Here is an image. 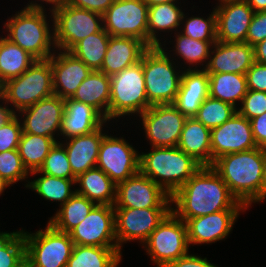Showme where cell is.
Listing matches in <instances>:
<instances>
[{"instance_id": "cell-19", "label": "cell", "mask_w": 266, "mask_h": 267, "mask_svg": "<svg viewBox=\"0 0 266 267\" xmlns=\"http://www.w3.org/2000/svg\"><path fill=\"white\" fill-rule=\"evenodd\" d=\"M246 210H222L186 221L188 243L191 245L212 244L226 239L240 213Z\"/></svg>"}, {"instance_id": "cell-4", "label": "cell", "mask_w": 266, "mask_h": 267, "mask_svg": "<svg viewBox=\"0 0 266 267\" xmlns=\"http://www.w3.org/2000/svg\"><path fill=\"white\" fill-rule=\"evenodd\" d=\"M150 148L151 151L140 153L139 171L170 196L202 167L192 156L177 146Z\"/></svg>"}, {"instance_id": "cell-38", "label": "cell", "mask_w": 266, "mask_h": 267, "mask_svg": "<svg viewBox=\"0 0 266 267\" xmlns=\"http://www.w3.org/2000/svg\"><path fill=\"white\" fill-rule=\"evenodd\" d=\"M110 35L102 28L79 41L69 52L82 60L90 69L100 70L104 61Z\"/></svg>"}, {"instance_id": "cell-9", "label": "cell", "mask_w": 266, "mask_h": 267, "mask_svg": "<svg viewBox=\"0 0 266 267\" xmlns=\"http://www.w3.org/2000/svg\"><path fill=\"white\" fill-rule=\"evenodd\" d=\"M141 246L153 264L166 267L189 252L186 222L170 211Z\"/></svg>"}, {"instance_id": "cell-5", "label": "cell", "mask_w": 266, "mask_h": 267, "mask_svg": "<svg viewBox=\"0 0 266 267\" xmlns=\"http://www.w3.org/2000/svg\"><path fill=\"white\" fill-rule=\"evenodd\" d=\"M151 105L146 96L143 73V56L141 61L110 76L109 122L124 120L142 114ZM118 118V119H117Z\"/></svg>"}, {"instance_id": "cell-37", "label": "cell", "mask_w": 266, "mask_h": 267, "mask_svg": "<svg viewBox=\"0 0 266 267\" xmlns=\"http://www.w3.org/2000/svg\"><path fill=\"white\" fill-rule=\"evenodd\" d=\"M55 143L56 141L50 137L29 133L21 134L18 151L29 173L38 171L42 167Z\"/></svg>"}, {"instance_id": "cell-55", "label": "cell", "mask_w": 266, "mask_h": 267, "mask_svg": "<svg viewBox=\"0 0 266 267\" xmlns=\"http://www.w3.org/2000/svg\"><path fill=\"white\" fill-rule=\"evenodd\" d=\"M148 6H154L163 3H181V0H143Z\"/></svg>"}, {"instance_id": "cell-31", "label": "cell", "mask_w": 266, "mask_h": 267, "mask_svg": "<svg viewBox=\"0 0 266 267\" xmlns=\"http://www.w3.org/2000/svg\"><path fill=\"white\" fill-rule=\"evenodd\" d=\"M75 184L76 193L83 195L96 205L114 206L116 184L101 169L94 167L79 175Z\"/></svg>"}, {"instance_id": "cell-15", "label": "cell", "mask_w": 266, "mask_h": 267, "mask_svg": "<svg viewBox=\"0 0 266 267\" xmlns=\"http://www.w3.org/2000/svg\"><path fill=\"white\" fill-rule=\"evenodd\" d=\"M114 208H171V196L139 171L116 184Z\"/></svg>"}, {"instance_id": "cell-57", "label": "cell", "mask_w": 266, "mask_h": 267, "mask_svg": "<svg viewBox=\"0 0 266 267\" xmlns=\"http://www.w3.org/2000/svg\"><path fill=\"white\" fill-rule=\"evenodd\" d=\"M11 187L10 184H8L1 176H0V196L4 195V191L8 188Z\"/></svg>"}, {"instance_id": "cell-29", "label": "cell", "mask_w": 266, "mask_h": 267, "mask_svg": "<svg viewBox=\"0 0 266 267\" xmlns=\"http://www.w3.org/2000/svg\"><path fill=\"white\" fill-rule=\"evenodd\" d=\"M177 147L202 166H211V129L194 117L185 120Z\"/></svg>"}, {"instance_id": "cell-16", "label": "cell", "mask_w": 266, "mask_h": 267, "mask_svg": "<svg viewBox=\"0 0 266 267\" xmlns=\"http://www.w3.org/2000/svg\"><path fill=\"white\" fill-rule=\"evenodd\" d=\"M64 110L65 99L53 94L19 111L16 115L21 117L19 119L22 133L50 137L59 142Z\"/></svg>"}, {"instance_id": "cell-20", "label": "cell", "mask_w": 266, "mask_h": 267, "mask_svg": "<svg viewBox=\"0 0 266 267\" xmlns=\"http://www.w3.org/2000/svg\"><path fill=\"white\" fill-rule=\"evenodd\" d=\"M216 12L217 41L225 43L246 42L248 27L254 10L247 2L218 1Z\"/></svg>"}, {"instance_id": "cell-25", "label": "cell", "mask_w": 266, "mask_h": 267, "mask_svg": "<svg viewBox=\"0 0 266 267\" xmlns=\"http://www.w3.org/2000/svg\"><path fill=\"white\" fill-rule=\"evenodd\" d=\"M105 122L106 119L92 106L71 98L65 99L60 141L92 133Z\"/></svg>"}, {"instance_id": "cell-7", "label": "cell", "mask_w": 266, "mask_h": 267, "mask_svg": "<svg viewBox=\"0 0 266 267\" xmlns=\"http://www.w3.org/2000/svg\"><path fill=\"white\" fill-rule=\"evenodd\" d=\"M53 94V72L49 59L35 60L19 77L0 86V95L15 114Z\"/></svg>"}, {"instance_id": "cell-18", "label": "cell", "mask_w": 266, "mask_h": 267, "mask_svg": "<svg viewBox=\"0 0 266 267\" xmlns=\"http://www.w3.org/2000/svg\"><path fill=\"white\" fill-rule=\"evenodd\" d=\"M250 120L238 112L211 129V165L218 157L256 148Z\"/></svg>"}, {"instance_id": "cell-42", "label": "cell", "mask_w": 266, "mask_h": 267, "mask_svg": "<svg viewBox=\"0 0 266 267\" xmlns=\"http://www.w3.org/2000/svg\"><path fill=\"white\" fill-rule=\"evenodd\" d=\"M30 173L25 168L18 149H12L0 153V176L11 186L19 181H26L28 187Z\"/></svg>"}, {"instance_id": "cell-35", "label": "cell", "mask_w": 266, "mask_h": 267, "mask_svg": "<svg viewBox=\"0 0 266 267\" xmlns=\"http://www.w3.org/2000/svg\"><path fill=\"white\" fill-rule=\"evenodd\" d=\"M95 205L83 195L75 193L48 218V223L57 231L69 233L85 219Z\"/></svg>"}, {"instance_id": "cell-40", "label": "cell", "mask_w": 266, "mask_h": 267, "mask_svg": "<svg viewBox=\"0 0 266 267\" xmlns=\"http://www.w3.org/2000/svg\"><path fill=\"white\" fill-rule=\"evenodd\" d=\"M209 15L205 16H190L188 17V12L185 14V9L179 32L185 36L191 37L192 39H197L201 41H217V31H216V12L214 7ZM183 25V26H182Z\"/></svg>"}, {"instance_id": "cell-12", "label": "cell", "mask_w": 266, "mask_h": 267, "mask_svg": "<svg viewBox=\"0 0 266 267\" xmlns=\"http://www.w3.org/2000/svg\"><path fill=\"white\" fill-rule=\"evenodd\" d=\"M148 9L143 0H115L103 14L110 36L134 37L148 46Z\"/></svg>"}, {"instance_id": "cell-32", "label": "cell", "mask_w": 266, "mask_h": 267, "mask_svg": "<svg viewBox=\"0 0 266 267\" xmlns=\"http://www.w3.org/2000/svg\"><path fill=\"white\" fill-rule=\"evenodd\" d=\"M208 75L209 96L238 108L248 90L246 75L237 73H208Z\"/></svg>"}, {"instance_id": "cell-27", "label": "cell", "mask_w": 266, "mask_h": 267, "mask_svg": "<svg viewBox=\"0 0 266 267\" xmlns=\"http://www.w3.org/2000/svg\"><path fill=\"white\" fill-rule=\"evenodd\" d=\"M172 38L174 39V41L170 38L169 43L172 44V46L174 44L175 45L172 48L170 47L169 49L174 48L173 50H168V48H166L167 44L170 45L168 41L166 43V40L163 41L164 44H162L160 47L163 49V51L166 52L168 56H170V58L175 60V62L179 64V66L183 68V70L206 68L209 61L211 48L216 41H201L197 39H192L191 37L181 34L179 31H177L174 36H172ZM178 59H181L183 63H180Z\"/></svg>"}, {"instance_id": "cell-45", "label": "cell", "mask_w": 266, "mask_h": 267, "mask_svg": "<svg viewBox=\"0 0 266 267\" xmlns=\"http://www.w3.org/2000/svg\"><path fill=\"white\" fill-rule=\"evenodd\" d=\"M22 125L19 117L15 115L9 122L0 128V153L18 149Z\"/></svg>"}, {"instance_id": "cell-48", "label": "cell", "mask_w": 266, "mask_h": 267, "mask_svg": "<svg viewBox=\"0 0 266 267\" xmlns=\"http://www.w3.org/2000/svg\"><path fill=\"white\" fill-rule=\"evenodd\" d=\"M190 253L191 252H188L183 257L170 262L166 267H219L216 264L209 262L206 257L202 258L198 254Z\"/></svg>"}, {"instance_id": "cell-36", "label": "cell", "mask_w": 266, "mask_h": 267, "mask_svg": "<svg viewBox=\"0 0 266 267\" xmlns=\"http://www.w3.org/2000/svg\"><path fill=\"white\" fill-rule=\"evenodd\" d=\"M36 174L38 177L29 181L27 188L49 202H59V207L76 193V188L72 189L76 185V179L58 178L41 173L39 170L31 172L30 176Z\"/></svg>"}, {"instance_id": "cell-13", "label": "cell", "mask_w": 266, "mask_h": 267, "mask_svg": "<svg viewBox=\"0 0 266 267\" xmlns=\"http://www.w3.org/2000/svg\"><path fill=\"white\" fill-rule=\"evenodd\" d=\"M140 152L124 136L107 134L100 148L96 167L118 184L139 172Z\"/></svg>"}, {"instance_id": "cell-6", "label": "cell", "mask_w": 266, "mask_h": 267, "mask_svg": "<svg viewBox=\"0 0 266 267\" xmlns=\"http://www.w3.org/2000/svg\"><path fill=\"white\" fill-rule=\"evenodd\" d=\"M143 73L148 103L151 106L173 104L179 91L183 68L160 46H154L143 54Z\"/></svg>"}, {"instance_id": "cell-39", "label": "cell", "mask_w": 266, "mask_h": 267, "mask_svg": "<svg viewBox=\"0 0 266 267\" xmlns=\"http://www.w3.org/2000/svg\"><path fill=\"white\" fill-rule=\"evenodd\" d=\"M0 267H26L23 229L6 231L0 236Z\"/></svg>"}, {"instance_id": "cell-51", "label": "cell", "mask_w": 266, "mask_h": 267, "mask_svg": "<svg viewBox=\"0 0 266 267\" xmlns=\"http://www.w3.org/2000/svg\"><path fill=\"white\" fill-rule=\"evenodd\" d=\"M68 0H35L31 1L24 5L25 7L22 9H27V10H46L45 6L43 5L44 3L50 6L47 8L50 12H53L56 9H59L60 7L64 6L67 3ZM40 2V3H39Z\"/></svg>"}, {"instance_id": "cell-3", "label": "cell", "mask_w": 266, "mask_h": 267, "mask_svg": "<svg viewBox=\"0 0 266 267\" xmlns=\"http://www.w3.org/2000/svg\"><path fill=\"white\" fill-rule=\"evenodd\" d=\"M47 10L21 9L4 23L5 37L36 60H46L56 51L53 16ZM47 18H51L47 19ZM49 20V21H48ZM51 21V22H50ZM52 23V24H51Z\"/></svg>"}, {"instance_id": "cell-54", "label": "cell", "mask_w": 266, "mask_h": 267, "mask_svg": "<svg viewBox=\"0 0 266 267\" xmlns=\"http://www.w3.org/2000/svg\"><path fill=\"white\" fill-rule=\"evenodd\" d=\"M246 2L254 12L266 11V0H247Z\"/></svg>"}, {"instance_id": "cell-17", "label": "cell", "mask_w": 266, "mask_h": 267, "mask_svg": "<svg viewBox=\"0 0 266 267\" xmlns=\"http://www.w3.org/2000/svg\"><path fill=\"white\" fill-rule=\"evenodd\" d=\"M74 245L118 247L114 206L95 205L90 213L69 232Z\"/></svg>"}, {"instance_id": "cell-24", "label": "cell", "mask_w": 266, "mask_h": 267, "mask_svg": "<svg viewBox=\"0 0 266 267\" xmlns=\"http://www.w3.org/2000/svg\"><path fill=\"white\" fill-rule=\"evenodd\" d=\"M208 97V73L204 69L183 70L173 105L187 118H193Z\"/></svg>"}, {"instance_id": "cell-26", "label": "cell", "mask_w": 266, "mask_h": 267, "mask_svg": "<svg viewBox=\"0 0 266 267\" xmlns=\"http://www.w3.org/2000/svg\"><path fill=\"white\" fill-rule=\"evenodd\" d=\"M149 47L134 37L110 36L107 52L99 71L107 76L119 73L139 61Z\"/></svg>"}, {"instance_id": "cell-11", "label": "cell", "mask_w": 266, "mask_h": 267, "mask_svg": "<svg viewBox=\"0 0 266 267\" xmlns=\"http://www.w3.org/2000/svg\"><path fill=\"white\" fill-rule=\"evenodd\" d=\"M138 117L145 140L151 147L162 148L178 145L187 119L173 104L152 105Z\"/></svg>"}, {"instance_id": "cell-49", "label": "cell", "mask_w": 266, "mask_h": 267, "mask_svg": "<svg viewBox=\"0 0 266 267\" xmlns=\"http://www.w3.org/2000/svg\"><path fill=\"white\" fill-rule=\"evenodd\" d=\"M115 0H68L67 4L103 15Z\"/></svg>"}, {"instance_id": "cell-21", "label": "cell", "mask_w": 266, "mask_h": 267, "mask_svg": "<svg viewBox=\"0 0 266 267\" xmlns=\"http://www.w3.org/2000/svg\"><path fill=\"white\" fill-rule=\"evenodd\" d=\"M48 59L53 72L54 94L62 99L71 98L93 71L69 51L56 50Z\"/></svg>"}, {"instance_id": "cell-56", "label": "cell", "mask_w": 266, "mask_h": 267, "mask_svg": "<svg viewBox=\"0 0 266 267\" xmlns=\"http://www.w3.org/2000/svg\"><path fill=\"white\" fill-rule=\"evenodd\" d=\"M264 201L266 200V147L263 148Z\"/></svg>"}, {"instance_id": "cell-14", "label": "cell", "mask_w": 266, "mask_h": 267, "mask_svg": "<svg viewBox=\"0 0 266 267\" xmlns=\"http://www.w3.org/2000/svg\"><path fill=\"white\" fill-rule=\"evenodd\" d=\"M170 211L171 208H114L118 249L121 251L123 244L130 241L143 245Z\"/></svg>"}, {"instance_id": "cell-28", "label": "cell", "mask_w": 266, "mask_h": 267, "mask_svg": "<svg viewBox=\"0 0 266 267\" xmlns=\"http://www.w3.org/2000/svg\"><path fill=\"white\" fill-rule=\"evenodd\" d=\"M181 3H163L149 6L148 9V47L161 46L165 35L179 31L183 16ZM181 7V8H180ZM173 31V32H172ZM162 34V35H161ZM163 37V38H161ZM163 39V40H162Z\"/></svg>"}, {"instance_id": "cell-10", "label": "cell", "mask_w": 266, "mask_h": 267, "mask_svg": "<svg viewBox=\"0 0 266 267\" xmlns=\"http://www.w3.org/2000/svg\"><path fill=\"white\" fill-rule=\"evenodd\" d=\"M56 50L70 51L79 41L103 28V15L67 3L52 12Z\"/></svg>"}, {"instance_id": "cell-52", "label": "cell", "mask_w": 266, "mask_h": 267, "mask_svg": "<svg viewBox=\"0 0 266 267\" xmlns=\"http://www.w3.org/2000/svg\"><path fill=\"white\" fill-rule=\"evenodd\" d=\"M16 114L11 110L8 104L0 95V128L9 122Z\"/></svg>"}, {"instance_id": "cell-23", "label": "cell", "mask_w": 266, "mask_h": 267, "mask_svg": "<svg viewBox=\"0 0 266 267\" xmlns=\"http://www.w3.org/2000/svg\"><path fill=\"white\" fill-rule=\"evenodd\" d=\"M109 125V121H106L92 133L59 141L66 149L72 173L76 178L87 170L96 167L101 142L107 134L106 132H109L104 129L110 128Z\"/></svg>"}, {"instance_id": "cell-50", "label": "cell", "mask_w": 266, "mask_h": 267, "mask_svg": "<svg viewBox=\"0 0 266 267\" xmlns=\"http://www.w3.org/2000/svg\"><path fill=\"white\" fill-rule=\"evenodd\" d=\"M257 147H266V112L250 120Z\"/></svg>"}, {"instance_id": "cell-8", "label": "cell", "mask_w": 266, "mask_h": 267, "mask_svg": "<svg viewBox=\"0 0 266 267\" xmlns=\"http://www.w3.org/2000/svg\"><path fill=\"white\" fill-rule=\"evenodd\" d=\"M26 245V267H66L74 243L69 233L54 229L48 222L45 229L23 230Z\"/></svg>"}, {"instance_id": "cell-53", "label": "cell", "mask_w": 266, "mask_h": 267, "mask_svg": "<svg viewBox=\"0 0 266 267\" xmlns=\"http://www.w3.org/2000/svg\"><path fill=\"white\" fill-rule=\"evenodd\" d=\"M254 47V61L266 65V39L257 43Z\"/></svg>"}, {"instance_id": "cell-30", "label": "cell", "mask_w": 266, "mask_h": 267, "mask_svg": "<svg viewBox=\"0 0 266 267\" xmlns=\"http://www.w3.org/2000/svg\"><path fill=\"white\" fill-rule=\"evenodd\" d=\"M71 99L92 106L109 121L110 76L102 71L93 70Z\"/></svg>"}, {"instance_id": "cell-2", "label": "cell", "mask_w": 266, "mask_h": 267, "mask_svg": "<svg viewBox=\"0 0 266 267\" xmlns=\"http://www.w3.org/2000/svg\"><path fill=\"white\" fill-rule=\"evenodd\" d=\"M211 167L247 209L253 203H264L263 148L222 155Z\"/></svg>"}, {"instance_id": "cell-46", "label": "cell", "mask_w": 266, "mask_h": 267, "mask_svg": "<svg viewBox=\"0 0 266 267\" xmlns=\"http://www.w3.org/2000/svg\"><path fill=\"white\" fill-rule=\"evenodd\" d=\"M266 39V11L254 12L252 21L248 27L246 42L251 46Z\"/></svg>"}, {"instance_id": "cell-22", "label": "cell", "mask_w": 266, "mask_h": 267, "mask_svg": "<svg viewBox=\"0 0 266 267\" xmlns=\"http://www.w3.org/2000/svg\"><path fill=\"white\" fill-rule=\"evenodd\" d=\"M254 62V47L247 42L216 41L204 70L207 73L246 74Z\"/></svg>"}, {"instance_id": "cell-58", "label": "cell", "mask_w": 266, "mask_h": 267, "mask_svg": "<svg viewBox=\"0 0 266 267\" xmlns=\"http://www.w3.org/2000/svg\"><path fill=\"white\" fill-rule=\"evenodd\" d=\"M217 1H239V2H246L247 0H217Z\"/></svg>"}, {"instance_id": "cell-43", "label": "cell", "mask_w": 266, "mask_h": 267, "mask_svg": "<svg viewBox=\"0 0 266 267\" xmlns=\"http://www.w3.org/2000/svg\"><path fill=\"white\" fill-rule=\"evenodd\" d=\"M39 171L58 178L76 179L72 173L66 149L60 142H56L50 149Z\"/></svg>"}, {"instance_id": "cell-1", "label": "cell", "mask_w": 266, "mask_h": 267, "mask_svg": "<svg viewBox=\"0 0 266 267\" xmlns=\"http://www.w3.org/2000/svg\"><path fill=\"white\" fill-rule=\"evenodd\" d=\"M222 210H248L211 166H202L171 196V211L186 222Z\"/></svg>"}, {"instance_id": "cell-41", "label": "cell", "mask_w": 266, "mask_h": 267, "mask_svg": "<svg viewBox=\"0 0 266 267\" xmlns=\"http://www.w3.org/2000/svg\"><path fill=\"white\" fill-rule=\"evenodd\" d=\"M237 113V108L219 99L209 96L201 104L194 118L205 127L213 129L224 124Z\"/></svg>"}, {"instance_id": "cell-33", "label": "cell", "mask_w": 266, "mask_h": 267, "mask_svg": "<svg viewBox=\"0 0 266 267\" xmlns=\"http://www.w3.org/2000/svg\"><path fill=\"white\" fill-rule=\"evenodd\" d=\"M122 258L118 247L74 245L66 267H118Z\"/></svg>"}, {"instance_id": "cell-34", "label": "cell", "mask_w": 266, "mask_h": 267, "mask_svg": "<svg viewBox=\"0 0 266 267\" xmlns=\"http://www.w3.org/2000/svg\"><path fill=\"white\" fill-rule=\"evenodd\" d=\"M35 58L5 36H0V86L19 77L34 62Z\"/></svg>"}, {"instance_id": "cell-47", "label": "cell", "mask_w": 266, "mask_h": 267, "mask_svg": "<svg viewBox=\"0 0 266 267\" xmlns=\"http://www.w3.org/2000/svg\"><path fill=\"white\" fill-rule=\"evenodd\" d=\"M245 75L248 90L266 92V65L254 62Z\"/></svg>"}, {"instance_id": "cell-44", "label": "cell", "mask_w": 266, "mask_h": 267, "mask_svg": "<svg viewBox=\"0 0 266 267\" xmlns=\"http://www.w3.org/2000/svg\"><path fill=\"white\" fill-rule=\"evenodd\" d=\"M237 112L251 120L266 112V92L247 90Z\"/></svg>"}]
</instances>
